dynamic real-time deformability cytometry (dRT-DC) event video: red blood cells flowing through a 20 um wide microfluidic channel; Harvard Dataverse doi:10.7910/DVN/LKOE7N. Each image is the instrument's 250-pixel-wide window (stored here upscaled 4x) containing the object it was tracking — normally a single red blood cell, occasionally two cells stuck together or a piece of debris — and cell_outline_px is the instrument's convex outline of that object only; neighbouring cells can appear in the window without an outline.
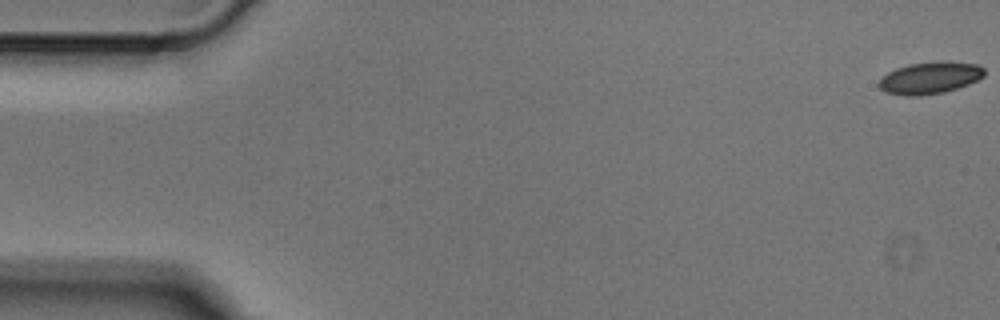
{"species": "Egyptian fruit bat (a non-hibernating species)", "species_latin": "Rousettus aegyptiacus", "temperature_condition": "cold", "stored_images_in_passage": 5, "camera_frame_rate_fps": 3000, "um_per_image_px": 0.085, "animal": {"sex": "male"}, "frame": {"image": 1, "passage_image": 1, "time_ms": 0.0, "image_size_px": [1000, 320], "cell_outline_px": [[984, 76], [968, 84], [944, 92], [920, 96], [904, 96], [884, 92], [876, 84], [888, 72], [896, 68], [908, 64], [976, 64], [984, 68]], "centroid_in_image_um": [78.96, 6.68], "position_along_channel_um": 6.0, "area_um2": 18.79}}
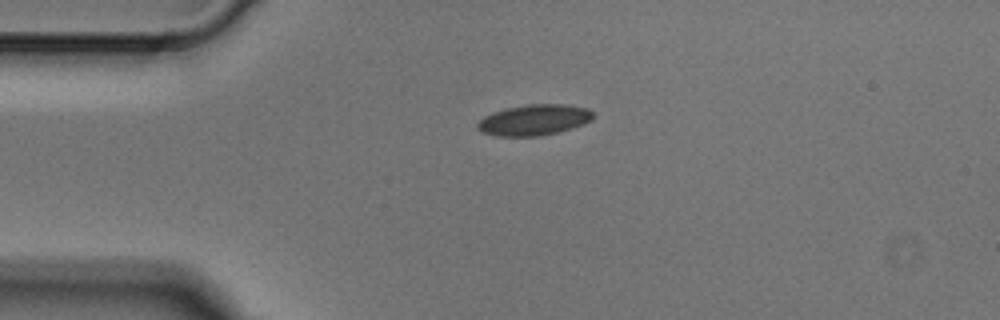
{"frame": {"image": 2, "passage_image": 4, "time_ms": 1.0, "image_size_px": [1000, 320], "cell_outline_px": [[592, 120], [584, 124], [572, 128], [556, 132], [536, 136], [496, 136], [480, 132], [476, 128], [476, 124], [484, 116], [492, 112], [508, 108], [528, 104], [564, 104], [588, 108], [592, 112]], "centroid_in_image_um": [45.36, 10.19], "position_along_channel_um": 39.6, "area_um2": 20.75}}